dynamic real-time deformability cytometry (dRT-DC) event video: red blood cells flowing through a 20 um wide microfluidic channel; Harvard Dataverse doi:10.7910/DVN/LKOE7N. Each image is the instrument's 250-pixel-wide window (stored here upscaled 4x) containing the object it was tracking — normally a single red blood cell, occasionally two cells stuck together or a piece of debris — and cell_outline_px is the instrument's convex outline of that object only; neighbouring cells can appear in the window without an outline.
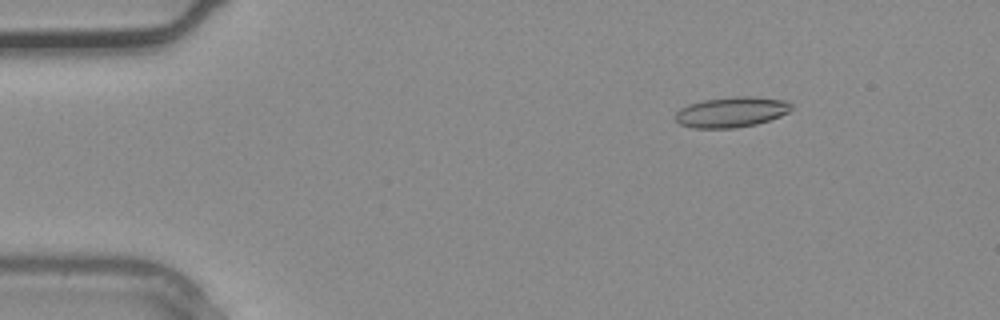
{"species": "common noctule bat (a hibernating species)", "species_latin": "Nyctalus noctula", "temperature_condition": "warm", "stored_images_in_passage": 3, "camera_frame_rate_fps": 3000, "um_per_image_px": 0.085, "animal": {"sex": "male", "body_mass_g": 20.4}, "frame": {"image": 1, "passage_image": 1, "time_ms": 0.0, "image_size_px": [1000, 320], "cell_outline_px": [[792, 108], [788, 112], [780, 116], [756, 124], [736, 128], [692, 128], [680, 124], [676, 120], [676, 112], [680, 108], [688, 104], [704, 100], [736, 96], [756, 96], [788, 100], [792, 104]], "centroid_in_image_um": [62.19, 9.51], "position_along_channel_um": 22.8, "area_um2": 20.69}}